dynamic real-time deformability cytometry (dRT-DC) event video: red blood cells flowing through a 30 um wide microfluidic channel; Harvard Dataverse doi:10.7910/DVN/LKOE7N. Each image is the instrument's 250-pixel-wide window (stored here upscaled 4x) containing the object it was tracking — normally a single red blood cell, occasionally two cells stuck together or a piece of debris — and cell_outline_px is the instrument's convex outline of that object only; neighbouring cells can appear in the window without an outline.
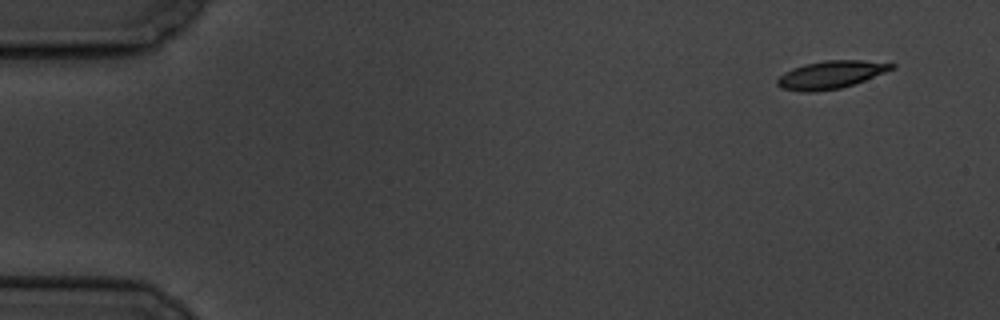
{"species": "common noctule bat (a hibernating species)", "species_latin": "Nyctalus noctula", "temperature_condition": "cold", "stored_images_in_passage": 5, "camera_frame_rate_fps": 3000, "um_per_image_px": 0.085, "animal": {"sex": "male", "body_mass_g": 19.5, "forearm_length_mm": 54.6}, "frame": {"image": 1, "passage_image": 1, "time_ms": 0.0, "image_size_px": [1000, 320], "cell_outline_px": [[896, 68], [864, 80], [840, 88], [816, 92], [800, 92], [780, 88], [776, 84], [776, 80], [784, 72], [792, 68], [804, 64], [824, 60], [864, 60], [896, 64]], "centroid_in_image_um": [70.58, 6.35], "position_along_channel_um": 14.4, "area_um2": 18.61}}
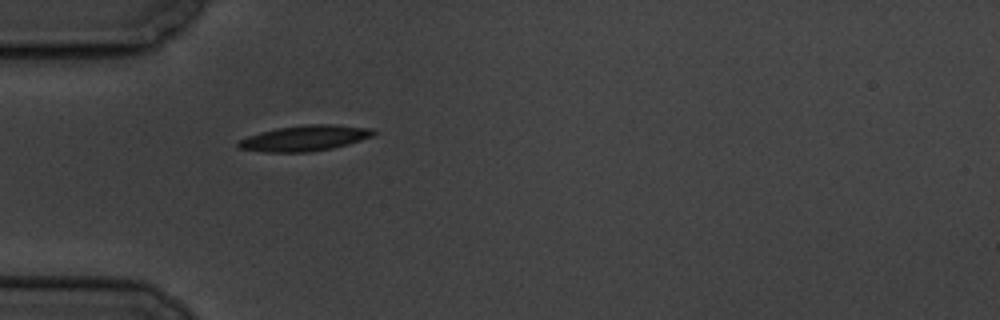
{"frame": {"image": 2, "passage_image": 5, "time_ms": 4.667, "image_size_px": [1000, 320], "cell_outline_px": [[376, 132], [372, 136], [348, 144], [332, 148], [308, 152], [264, 152], [236, 148], [236, 144], [240, 140], [248, 136], [260, 132], [276, 128], [304, 124], [336, 124], [372, 128]], "centroid_in_image_um": [25.88, 11.74], "position_along_channel_um": 59.1, "area_um2": 20.29}}